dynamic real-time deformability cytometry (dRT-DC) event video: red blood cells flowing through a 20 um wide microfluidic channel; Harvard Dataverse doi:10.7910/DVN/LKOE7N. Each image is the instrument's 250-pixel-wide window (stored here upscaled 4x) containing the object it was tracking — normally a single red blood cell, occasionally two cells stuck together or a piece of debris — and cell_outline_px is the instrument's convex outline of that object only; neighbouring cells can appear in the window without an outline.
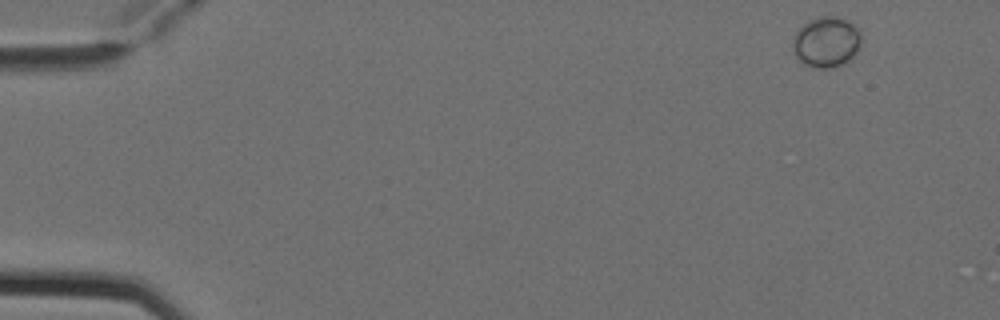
{"species": "Egyptian fruit bat (a non-hibernating species)", "species_latin": "Rousettus aegyptiacus", "temperature_condition": "cold", "stored_images_in_passage": 5, "camera_frame_rate_fps": 3000, "um_per_image_px": 0.085, "animal": {"sex": "female"}, "frame": {"image": 1, "passage_image": 1, "time_ms": 0.0, "image_size_px": [1000, 320], "cell_outline_px": [[860, 44], [856, 52], [844, 64], [832, 68], [812, 68], [804, 64], [796, 56], [792, 48], [792, 40], [796, 28], [808, 20], [820, 16], [832, 16], [848, 20], [856, 24], [860, 28]], "centroid_in_image_um": [70.21, 3.55], "position_along_channel_um": 14.8, "area_um2": 20.63}}